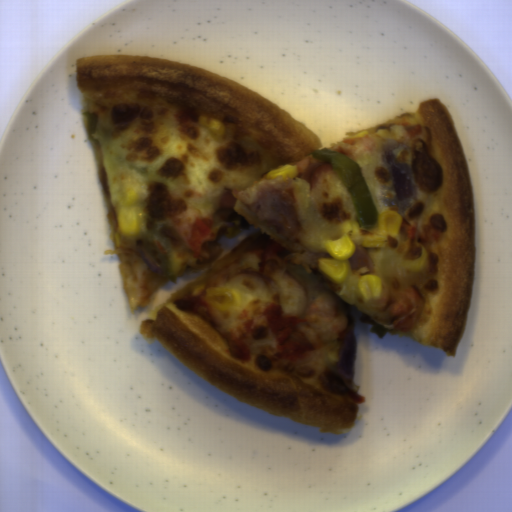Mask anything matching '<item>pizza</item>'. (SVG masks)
Returning <instances> with one entry per match:
<instances>
[{"label": "pizza", "instance_id": "pizza-1", "mask_svg": "<svg viewBox=\"0 0 512 512\" xmlns=\"http://www.w3.org/2000/svg\"><path fill=\"white\" fill-rule=\"evenodd\" d=\"M76 89L84 97L83 113H97L91 135L95 165L115 242L104 255H115L131 309L152 306L169 279L162 262L151 255L161 273H154L137 253L138 240L151 225L168 223L171 265L176 279L198 273L172 296L153 308L138 325L144 339L159 342L179 363L228 395L288 420L343 434L352 428L365 401L353 380L337 371L327 352H338L353 337L347 306L362 322H374L389 334L455 357L462 339L475 277V228L467 162L444 104L432 98L416 110L347 135L329 149L358 164L378 217L398 211L396 235L381 247H364L372 275L380 279V298L363 301L360 276L351 268L336 282L320 270L329 251H312L302 242L285 239L258 219L251 205L276 193L293 205L296 179L309 182V196L330 226L359 221L351 194L331 162L312 157L322 141L290 113L243 84L192 65L159 56L88 55L75 61ZM212 120L223 122L222 136L208 131ZM420 125L416 138L408 130ZM369 131L365 137L352 139ZM410 166L412 195L397 200L385 160L387 149ZM295 165L293 179L276 183L269 170ZM134 186V210L139 231L119 234L115 209L120 185ZM177 196L212 219L215 241L202 245L207 262L184 245L179 232L162 215L160 204ZM435 229L438 242L413 241L405 229ZM283 248L284 266L270 277L278 291L270 297L263 282L245 270L261 271L259 250L271 244ZM429 256L417 272L401 268L405 260ZM288 271L305 289L307 305L301 332L314 346L298 358L277 349L263 313L279 303L287 315L298 316L303 293L283 277ZM419 289L425 309L412 331L395 330L381 305L392 291ZM240 293L237 311L214 307V288ZM333 295L349 320L334 340H324L305 313L322 295ZM347 305V306H346Z\"/></svg>", "mask_w": 512, "mask_h": 512}]
</instances>
